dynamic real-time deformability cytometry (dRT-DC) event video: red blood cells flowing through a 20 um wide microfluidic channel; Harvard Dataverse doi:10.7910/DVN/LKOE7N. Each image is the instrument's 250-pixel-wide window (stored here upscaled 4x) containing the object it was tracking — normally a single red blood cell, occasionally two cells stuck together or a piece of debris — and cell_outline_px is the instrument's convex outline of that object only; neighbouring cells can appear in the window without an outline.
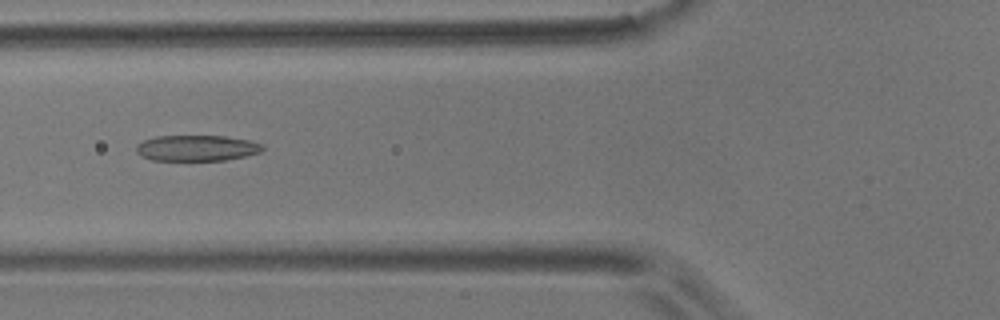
{"species": "common noctule bat (a hibernating species)", "species_latin": "Nyctalus noctula", "temperature_condition": "room temperature", "stored_images_in_passage": 8, "camera_frame_rate_fps": 3000, "um_per_image_px": 0.085, "animal": {"sex": "male", "body_mass_g": 17.9}, "frame": {"image": 1, "passage_image": 5, "time_ms": 1.333, "image_size_px": [1000, 320], "cell_outline_px": [[264, 148], [260, 152], [244, 156], [224, 160], [152, 160], [140, 156], [136, 152], [136, 144], [144, 140], [156, 136], [224, 136], [248, 140], [264, 144]], "centroid_in_image_um": [16.69, 12.58], "position_along_channel_um": 109.1, "area_um2": 19.02}}
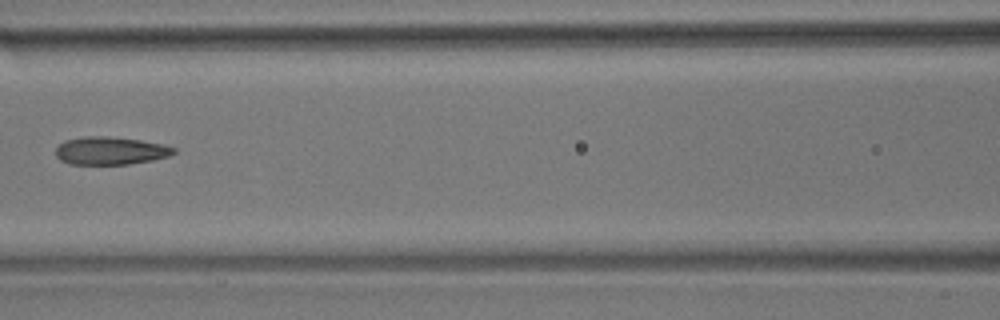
{"frame": {"image": 2, "passage_image": 6, "time_ms": 1.667, "image_size_px": [1000, 320], "cell_outline_px": [[176, 152], [168, 156], [152, 160], [128, 164], [68, 164], [60, 160], [56, 156], [56, 148], [64, 140], [88, 136], [104, 136], [140, 140], [164, 144], [176, 148]], "centroid_in_image_um": [9.38, 12.81], "position_along_channel_um": 157.2, "area_um2": 19.13}}
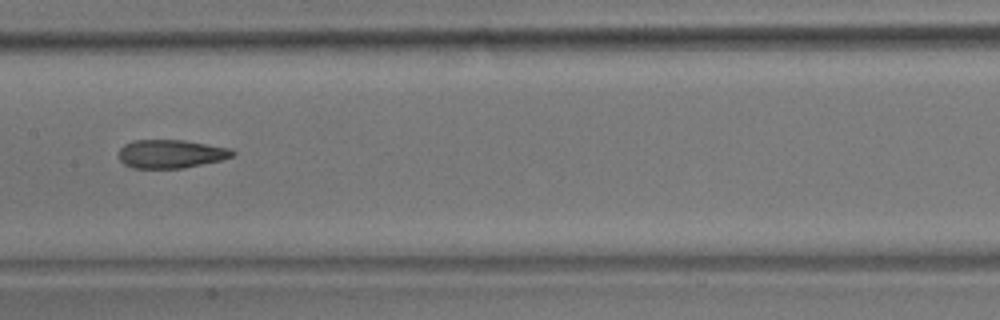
{"frame": {"image": 3, "passage_image": 7, "time_ms": 2.0, "image_size_px": [1000, 320], "cell_outline_px": [[236, 152], [232, 156], [220, 160], [184, 168], [132, 168], [124, 164], [120, 160], [120, 148], [124, 144], [132, 140], [184, 140], [232, 148]], "centroid_in_image_um": [14.53, 13.07], "position_along_channel_um": 192.9, "area_um2": 18.9}}